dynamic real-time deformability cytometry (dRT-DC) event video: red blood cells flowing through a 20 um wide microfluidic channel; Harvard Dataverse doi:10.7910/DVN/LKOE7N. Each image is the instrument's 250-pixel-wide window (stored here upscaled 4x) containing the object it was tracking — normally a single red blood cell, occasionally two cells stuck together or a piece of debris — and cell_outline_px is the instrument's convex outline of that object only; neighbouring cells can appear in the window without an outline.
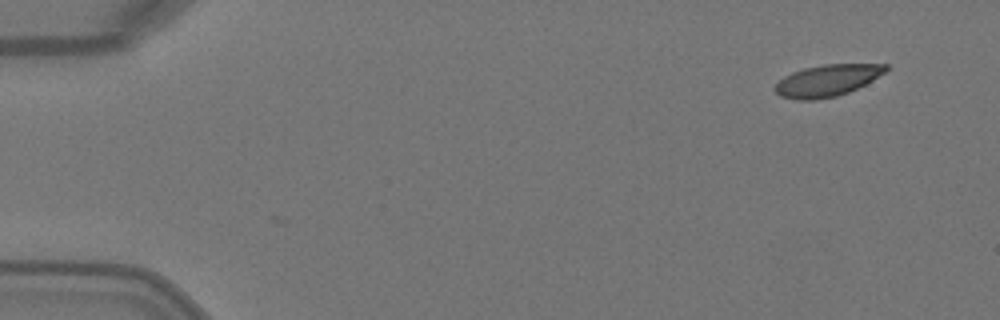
{"species": "Egyptian fruit bat (a non-hibernating species)", "species_latin": "Rousettus aegyptiacus", "temperature_condition": "warm", "stored_images_in_passage": 2, "camera_frame_rate_fps": 3000, "um_per_image_px": 0.085, "animal": {"sex": "female"}, "frame": {"image": 1, "passage_image": 2, "time_ms": 0.333, "image_size_px": [1000, 320], "cell_outline_px": [[888, 68], [884, 72], [872, 80], [848, 92], [836, 96], [812, 100], [800, 100], [780, 96], [772, 88], [784, 76], [792, 72], [804, 68], [824, 64], [888, 64]], "centroid_in_image_um": [70.28, 6.84], "position_along_channel_um": 14.7, "area_um2": 20.23}}